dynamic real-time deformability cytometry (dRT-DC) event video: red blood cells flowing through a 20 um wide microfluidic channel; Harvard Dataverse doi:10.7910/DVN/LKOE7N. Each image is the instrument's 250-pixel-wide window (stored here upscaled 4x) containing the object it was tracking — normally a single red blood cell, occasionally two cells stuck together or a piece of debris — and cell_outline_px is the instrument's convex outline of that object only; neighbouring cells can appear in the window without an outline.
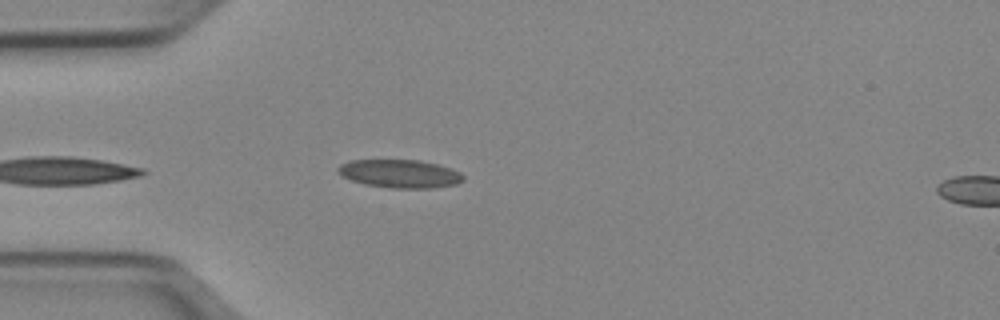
{"species": "Egyptian fruit bat (a non-hibernating species)", "species_latin": "Rousettus aegyptiacus", "temperature_condition": "cold", "stored_images_in_passage": 37, "camera_frame_rate_fps": 3000, "um_per_image_px": 0.085, "animal": {"sex": "female"}, "frame": {"image": 1, "passage_image": 2, "time_ms": 0.333, "image_size_px": [1000, 320], "cell_outline_px": [[464, 180], [456, 184], [432, 188], [392, 188], [364, 184], [352, 180], [336, 172], [336, 168], [340, 164], [348, 160], [420, 160], [452, 168], [460, 172], [464, 176]], "centroid_in_image_um": [33.98, 14.76], "position_along_channel_um": 51.0, "area_um2": 20.69}}
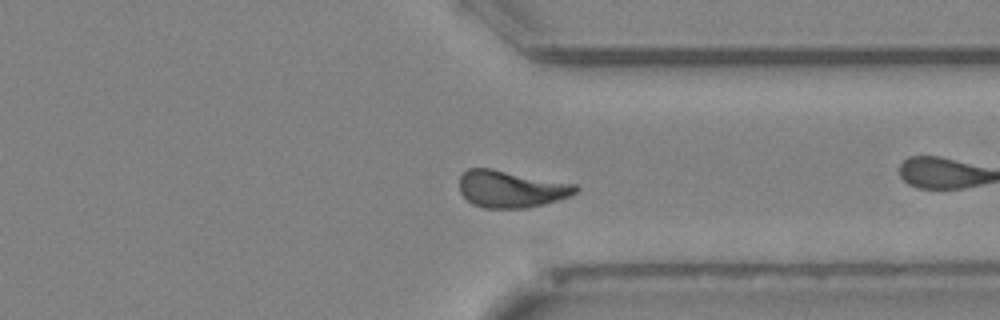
{"frame": {"image": 2, "passage_image": 24, "time_ms": 7.667, "image_size_px": [1000, 320], "cell_outline_px": [[580, 188], [576, 192], [568, 196], [544, 204], [528, 208], [484, 208], [472, 204], [460, 192], [460, 176], [468, 168], [492, 168], [576, 184]], "centroid_in_image_um": [43.43, 16.06], "position_along_channel_um": 368.0, "area_um2": 25.09}}
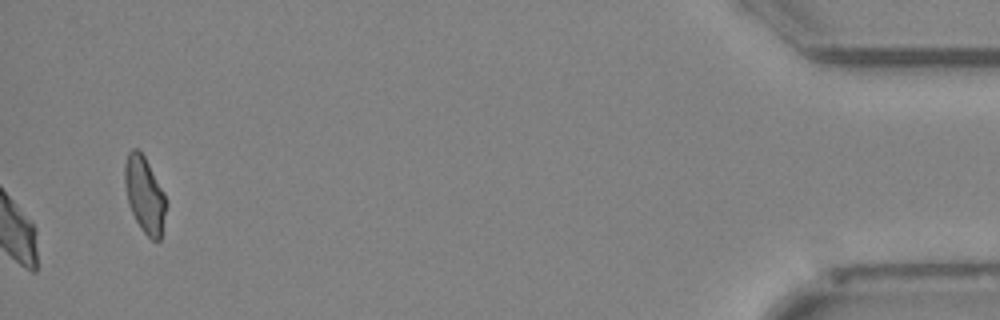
{"frame": {"image": 3, "passage_image": 37, "time_ms": 12.0, "image_size_px": [1000, 320], "cell_outline_px": [[168, 204], [160, 240], [152, 240], [140, 228], [128, 204], [124, 184], [124, 164], [128, 152], [132, 148], [140, 148], [164, 192]], "centroid_in_image_um": [12.29, 16.53], "position_along_channel_um": 422.9, "area_um2": 18.67}}